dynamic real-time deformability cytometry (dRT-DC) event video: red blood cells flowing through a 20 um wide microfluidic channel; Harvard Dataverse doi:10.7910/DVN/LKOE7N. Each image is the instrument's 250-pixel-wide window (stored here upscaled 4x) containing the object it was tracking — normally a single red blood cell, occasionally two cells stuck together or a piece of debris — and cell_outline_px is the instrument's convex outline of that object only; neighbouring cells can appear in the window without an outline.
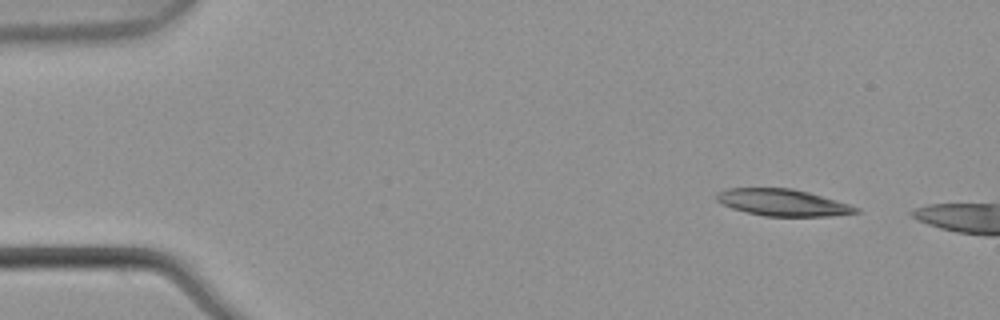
{"species": "common noctule bat (a hibernating species)", "species_latin": "Nyctalus noctula", "temperature_condition": "warm", "stored_images_in_passage": 3, "camera_frame_rate_fps": 3000, "um_per_image_px": 0.085, "animal": {"sex": "male", "body_mass_g": 21.5, "forearm_length_mm": 52.0}, "frame": {"image": 1, "passage_image": 1, "time_ms": 0.0, "image_size_px": [1000, 320], "cell_outline_px": [[860, 212], [832, 216], [764, 216], [732, 208], [716, 200], [716, 192], [728, 188], [792, 188], [808, 192], [848, 204], [860, 208]], "centroid_in_image_um": [66.52, 17.21], "position_along_channel_um": 18.5, "area_um2": 21.56}}